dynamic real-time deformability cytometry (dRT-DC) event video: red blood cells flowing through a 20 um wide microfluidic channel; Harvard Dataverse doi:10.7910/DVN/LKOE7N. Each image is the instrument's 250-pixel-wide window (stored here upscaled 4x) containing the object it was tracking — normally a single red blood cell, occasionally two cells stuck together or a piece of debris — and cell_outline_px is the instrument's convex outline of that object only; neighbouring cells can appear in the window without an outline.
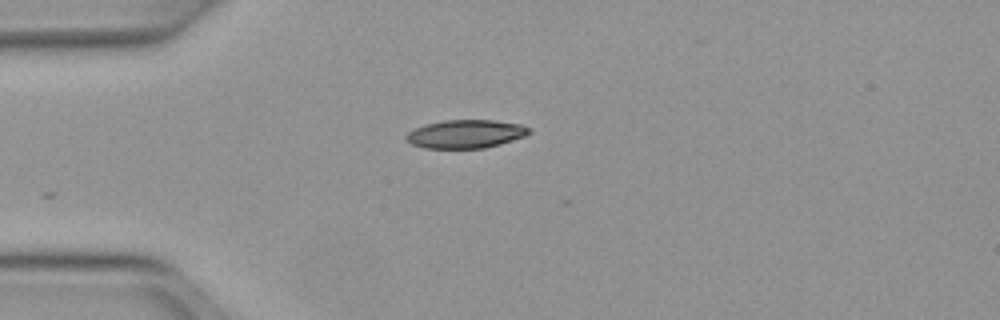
{"species": "Egyptian fruit bat (a non-hibernating species)", "species_latin": "Rousettus aegyptiacus", "temperature_condition": "warm", "stored_images_in_passage": 2, "camera_frame_rate_fps": 3000, "um_per_image_px": 0.085, "animal": {"sex": "female"}, "frame": {"image": 1, "passage_image": 1, "time_ms": 0.0, "image_size_px": [1000, 320], "cell_outline_px": [[532, 132], [524, 136], [500, 144], [484, 148], [424, 148], [412, 144], [404, 136], [408, 132], [416, 128], [428, 124], [444, 120], [496, 120], [520, 124], [532, 128]], "centroid_in_image_um": [39.62, 11.38], "position_along_channel_um": 45.4, "area_um2": 20.23}}